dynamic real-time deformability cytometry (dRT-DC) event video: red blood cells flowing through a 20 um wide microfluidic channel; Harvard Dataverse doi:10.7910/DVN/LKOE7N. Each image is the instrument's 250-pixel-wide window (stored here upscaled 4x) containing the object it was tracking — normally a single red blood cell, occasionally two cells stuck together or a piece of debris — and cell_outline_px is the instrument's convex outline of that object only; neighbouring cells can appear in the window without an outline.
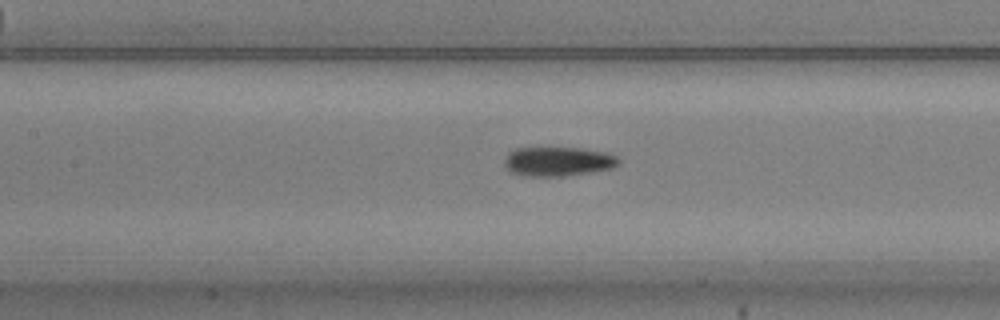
{"species": "common noctule bat (a hibernating species)", "species_latin": "Nyctalus noctula", "temperature_condition": "warm", "stored_images_in_passage": 39, "camera_frame_rate_fps": 3000, "um_per_image_px": 0.085, "animal": {"sex": "male", "body_mass_g": 20.5, "forearm_length_mm": 52.5}, "frame": {"image": 1, "passage_image": 9, "time_ms": 2.667, "image_size_px": [1000, 320], "cell_outline_px": [[620, 160], [612, 168], [592, 172], [560, 176], [524, 176], [508, 172], [504, 168], [504, 156], [508, 152], [516, 148], [580, 148], [608, 152], [616, 156]], "centroid_in_image_um": [47.36, 13.72], "position_along_channel_um": 160.0, "area_um2": 19.71}}
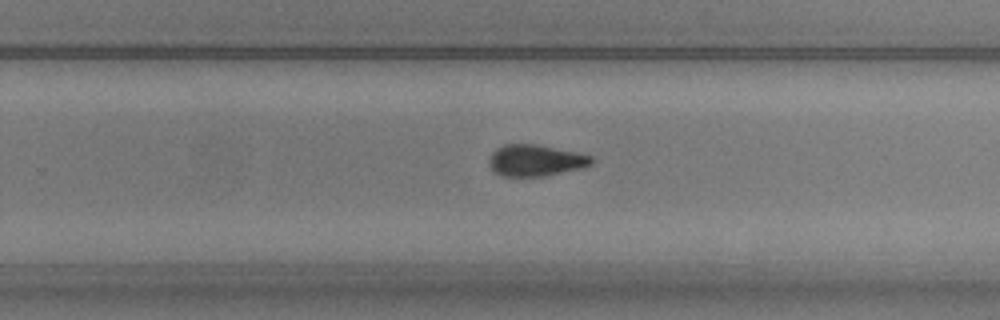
{"frame": {"image": 2, "passage_image": 19, "time_ms": 6.0, "image_size_px": [1000, 320], "cell_outline_px": [[592, 164], [584, 168], [544, 176], [500, 176], [492, 172], [488, 164], [488, 160], [492, 152], [496, 148], [504, 144], [536, 144], [576, 152], [592, 156]], "centroid_in_image_um": [45.48, 13.64], "position_along_channel_um": 284.3, "area_um2": 19.02}}
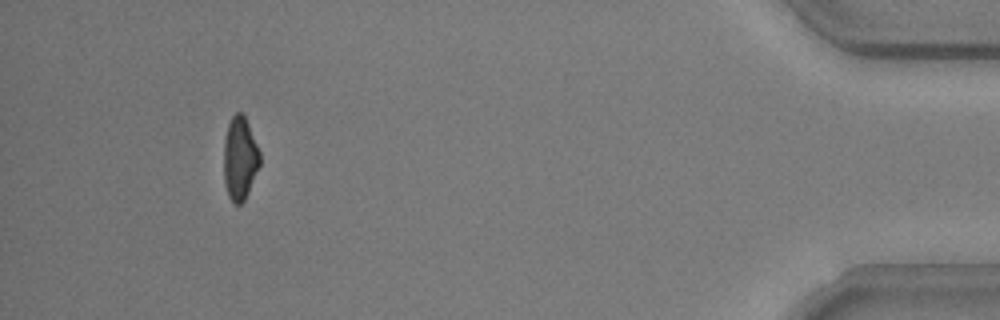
{"frame": {"image": 3, "passage_image": 35, "time_ms": 11.333, "image_size_px": [1000, 320], "cell_outline_px": [[260, 164], [248, 192], [244, 200], [240, 204], [236, 204], [228, 196], [224, 184], [224, 140], [228, 124], [232, 116], [236, 112], [240, 112], [244, 116], [248, 124], [260, 152]], "centroid_in_image_um": [20.38, 13.46], "position_along_channel_um": 414.8, "area_um2": 17.34}, "authors_computed_cell_mechanics": {"area_um2": 18.9006, "velocity_mm_per_s": 3.745, "shape_relaxation_time_tau1_ms": 4.037, "shape_relaxation_time_tau2_ms": 4.3424, "deformation_change_tau1": 0.1618, "deformation_change_tau2": 0.1122}}